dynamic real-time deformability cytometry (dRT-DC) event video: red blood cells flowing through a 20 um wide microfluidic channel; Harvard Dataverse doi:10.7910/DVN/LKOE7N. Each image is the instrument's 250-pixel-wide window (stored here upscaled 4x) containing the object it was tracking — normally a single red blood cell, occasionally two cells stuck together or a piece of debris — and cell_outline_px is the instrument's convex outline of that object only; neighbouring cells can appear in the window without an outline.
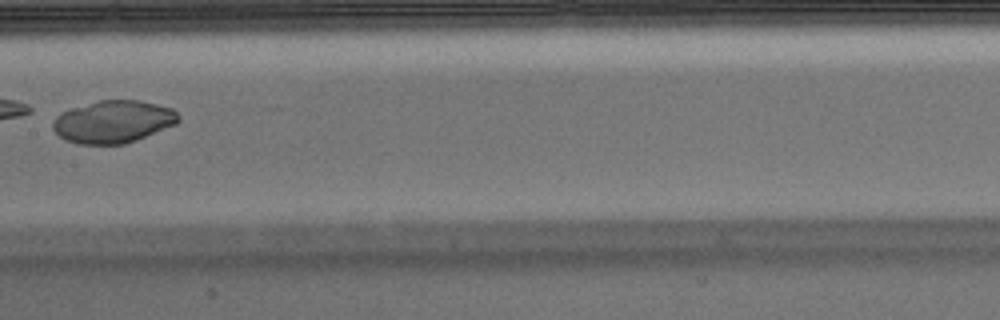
{"species": "Egyptian fruit bat (a non-hibernating species)", "species_latin": "Rousettus aegyptiacus", "temperature_condition": "warm", "stored_images_in_passage": 6, "camera_frame_rate_fps": 3000, "um_per_image_px": 0.085, "animal": {"sex": "male"}, "frame": {"image": 1, "passage_image": 6, "time_ms": 1.667, "image_size_px": [1000, 320], "cell_outline_px": [[180, 120], [176, 124], [136, 140], [124, 144], [80, 144], [68, 140], [60, 136], [52, 128], [52, 120], [60, 112], [72, 108], [100, 100], [140, 100], [172, 108], [180, 116]], "centroid_in_image_um": [9.63, 10.34], "position_along_channel_um": 197.8, "area_um2": 30.98}}